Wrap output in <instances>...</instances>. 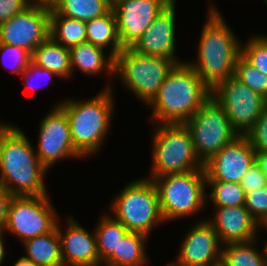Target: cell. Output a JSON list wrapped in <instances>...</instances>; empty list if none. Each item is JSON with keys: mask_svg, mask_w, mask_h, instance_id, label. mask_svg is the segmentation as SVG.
<instances>
[{"mask_svg": "<svg viewBox=\"0 0 267 266\" xmlns=\"http://www.w3.org/2000/svg\"><path fill=\"white\" fill-rule=\"evenodd\" d=\"M17 126L0 122V184L13 196L46 195L48 169Z\"/></svg>", "mask_w": 267, "mask_h": 266, "instance_id": "obj_1", "label": "cell"}, {"mask_svg": "<svg viewBox=\"0 0 267 266\" xmlns=\"http://www.w3.org/2000/svg\"><path fill=\"white\" fill-rule=\"evenodd\" d=\"M207 19L200 33L197 58L186 61L212 91L221 82L234 76L236 61L241 55L239 37H236L219 9L210 3ZM213 4V5H212Z\"/></svg>", "mask_w": 267, "mask_h": 266, "instance_id": "obj_2", "label": "cell"}, {"mask_svg": "<svg viewBox=\"0 0 267 266\" xmlns=\"http://www.w3.org/2000/svg\"><path fill=\"white\" fill-rule=\"evenodd\" d=\"M105 85L100 93L91 99H63L59 105L69 120L71 139L75 150L84 158L100 152L106 141L115 112L113 86Z\"/></svg>", "mask_w": 267, "mask_h": 266, "instance_id": "obj_3", "label": "cell"}, {"mask_svg": "<svg viewBox=\"0 0 267 266\" xmlns=\"http://www.w3.org/2000/svg\"><path fill=\"white\" fill-rule=\"evenodd\" d=\"M211 96V90L187 63L177 64L148 105L153 124H184ZM156 120V121H155Z\"/></svg>", "mask_w": 267, "mask_h": 266, "instance_id": "obj_4", "label": "cell"}, {"mask_svg": "<svg viewBox=\"0 0 267 266\" xmlns=\"http://www.w3.org/2000/svg\"><path fill=\"white\" fill-rule=\"evenodd\" d=\"M110 207V214L129 232L150 237L155 226L164 222L156 186L149 178L140 177L127 183L111 200Z\"/></svg>", "mask_w": 267, "mask_h": 266, "instance_id": "obj_5", "label": "cell"}, {"mask_svg": "<svg viewBox=\"0 0 267 266\" xmlns=\"http://www.w3.org/2000/svg\"><path fill=\"white\" fill-rule=\"evenodd\" d=\"M151 135V171L146 178L204 169L185 124H156Z\"/></svg>", "mask_w": 267, "mask_h": 266, "instance_id": "obj_6", "label": "cell"}, {"mask_svg": "<svg viewBox=\"0 0 267 266\" xmlns=\"http://www.w3.org/2000/svg\"><path fill=\"white\" fill-rule=\"evenodd\" d=\"M177 64L169 58L146 56L123 48L114 57L113 76L148 106Z\"/></svg>", "mask_w": 267, "mask_h": 266, "instance_id": "obj_7", "label": "cell"}, {"mask_svg": "<svg viewBox=\"0 0 267 266\" xmlns=\"http://www.w3.org/2000/svg\"><path fill=\"white\" fill-rule=\"evenodd\" d=\"M164 222L202 212L207 205L205 169L167 174L152 179Z\"/></svg>", "mask_w": 267, "mask_h": 266, "instance_id": "obj_8", "label": "cell"}, {"mask_svg": "<svg viewBox=\"0 0 267 266\" xmlns=\"http://www.w3.org/2000/svg\"><path fill=\"white\" fill-rule=\"evenodd\" d=\"M184 124L191 134L195 153L203 165L239 136L222 106L212 95Z\"/></svg>", "mask_w": 267, "mask_h": 266, "instance_id": "obj_9", "label": "cell"}, {"mask_svg": "<svg viewBox=\"0 0 267 266\" xmlns=\"http://www.w3.org/2000/svg\"><path fill=\"white\" fill-rule=\"evenodd\" d=\"M54 205L46 195L13 196L9 203L5 232L16 236L20 243L52 232L59 220Z\"/></svg>", "mask_w": 267, "mask_h": 266, "instance_id": "obj_10", "label": "cell"}, {"mask_svg": "<svg viewBox=\"0 0 267 266\" xmlns=\"http://www.w3.org/2000/svg\"><path fill=\"white\" fill-rule=\"evenodd\" d=\"M211 95L222 106L232 128L245 135L267 107V99L232 76L221 82Z\"/></svg>", "mask_w": 267, "mask_h": 266, "instance_id": "obj_11", "label": "cell"}, {"mask_svg": "<svg viewBox=\"0 0 267 266\" xmlns=\"http://www.w3.org/2000/svg\"><path fill=\"white\" fill-rule=\"evenodd\" d=\"M50 10V4L34 0L0 24V43L22 47L32 54L50 35Z\"/></svg>", "mask_w": 267, "mask_h": 266, "instance_id": "obj_12", "label": "cell"}, {"mask_svg": "<svg viewBox=\"0 0 267 266\" xmlns=\"http://www.w3.org/2000/svg\"><path fill=\"white\" fill-rule=\"evenodd\" d=\"M52 108L39 124L38 145L35 149L38 159L48 170L59 160L83 158L73 146L65 111L59 105Z\"/></svg>", "mask_w": 267, "mask_h": 266, "instance_id": "obj_13", "label": "cell"}, {"mask_svg": "<svg viewBox=\"0 0 267 266\" xmlns=\"http://www.w3.org/2000/svg\"><path fill=\"white\" fill-rule=\"evenodd\" d=\"M172 0H115L117 30L122 48H131Z\"/></svg>", "mask_w": 267, "mask_h": 266, "instance_id": "obj_14", "label": "cell"}, {"mask_svg": "<svg viewBox=\"0 0 267 266\" xmlns=\"http://www.w3.org/2000/svg\"><path fill=\"white\" fill-rule=\"evenodd\" d=\"M190 226L171 266H216L221 263L222 244L212 225L204 218Z\"/></svg>", "mask_w": 267, "mask_h": 266, "instance_id": "obj_15", "label": "cell"}, {"mask_svg": "<svg viewBox=\"0 0 267 266\" xmlns=\"http://www.w3.org/2000/svg\"><path fill=\"white\" fill-rule=\"evenodd\" d=\"M255 162L256 151L244 135H239L204 164L206 182L240 183Z\"/></svg>", "mask_w": 267, "mask_h": 266, "instance_id": "obj_16", "label": "cell"}, {"mask_svg": "<svg viewBox=\"0 0 267 266\" xmlns=\"http://www.w3.org/2000/svg\"><path fill=\"white\" fill-rule=\"evenodd\" d=\"M176 1H172L145 30L131 49L146 56H157L175 60L178 64L186 61L179 60L176 55ZM178 58V59H177Z\"/></svg>", "mask_w": 267, "mask_h": 266, "instance_id": "obj_17", "label": "cell"}, {"mask_svg": "<svg viewBox=\"0 0 267 266\" xmlns=\"http://www.w3.org/2000/svg\"><path fill=\"white\" fill-rule=\"evenodd\" d=\"M65 221V232H62L60 220L56 226L61 241L63 266H102L94 229L91 233L70 215Z\"/></svg>", "mask_w": 267, "mask_h": 266, "instance_id": "obj_18", "label": "cell"}, {"mask_svg": "<svg viewBox=\"0 0 267 266\" xmlns=\"http://www.w3.org/2000/svg\"><path fill=\"white\" fill-rule=\"evenodd\" d=\"M212 215L206 220L216 231L222 245L254 240L262 230L244 205L214 208Z\"/></svg>", "mask_w": 267, "mask_h": 266, "instance_id": "obj_19", "label": "cell"}, {"mask_svg": "<svg viewBox=\"0 0 267 266\" xmlns=\"http://www.w3.org/2000/svg\"><path fill=\"white\" fill-rule=\"evenodd\" d=\"M106 49L83 42L69 48L72 74L75 69L88 76H99L102 73L113 77L114 57Z\"/></svg>", "mask_w": 267, "mask_h": 266, "instance_id": "obj_20", "label": "cell"}, {"mask_svg": "<svg viewBox=\"0 0 267 266\" xmlns=\"http://www.w3.org/2000/svg\"><path fill=\"white\" fill-rule=\"evenodd\" d=\"M149 237L137 232H128L119 242L116 253H111L102 266H146L149 263L147 245Z\"/></svg>", "mask_w": 267, "mask_h": 266, "instance_id": "obj_21", "label": "cell"}, {"mask_svg": "<svg viewBox=\"0 0 267 266\" xmlns=\"http://www.w3.org/2000/svg\"><path fill=\"white\" fill-rule=\"evenodd\" d=\"M22 245L26 253L24 257L36 265L63 266L61 241L57 227L50 233L24 241Z\"/></svg>", "mask_w": 267, "mask_h": 266, "instance_id": "obj_22", "label": "cell"}, {"mask_svg": "<svg viewBox=\"0 0 267 266\" xmlns=\"http://www.w3.org/2000/svg\"><path fill=\"white\" fill-rule=\"evenodd\" d=\"M31 61L55 73L58 78L72 77L69 48L55 42L50 36L32 53Z\"/></svg>", "mask_w": 267, "mask_h": 266, "instance_id": "obj_23", "label": "cell"}, {"mask_svg": "<svg viewBox=\"0 0 267 266\" xmlns=\"http://www.w3.org/2000/svg\"><path fill=\"white\" fill-rule=\"evenodd\" d=\"M86 35L87 42L103 49L109 48V54L113 57L123 49L119 39L115 13L112 9L107 14L87 21Z\"/></svg>", "mask_w": 267, "mask_h": 266, "instance_id": "obj_24", "label": "cell"}, {"mask_svg": "<svg viewBox=\"0 0 267 266\" xmlns=\"http://www.w3.org/2000/svg\"><path fill=\"white\" fill-rule=\"evenodd\" d=\"M55 42L66 48L87 41L86 22L67 17L50 10V35Z\"/></svg>", "mask_w": 267, "mask_h": 266, "instance_id": "obj_25", "label": "cell"}, {"mask_svg": "<svg viewBox=\"0 0 267 266\" xmlns=\"http://www.w3.org/2000/svg\"><path fill=\"white\" fill-rule=\"evenodd\" d=\"M112 3L111 0H53L50 6L60 15L87 22L107 14Z\"/></svg>", "mask_w": 267, "mask_h": 266, "instance_id": "obj_26", "label": "cell"}, {"mask_svg": "<svg viewBox=\"0 0 267 266\" xmlns=\"http://www.w3.org/2000/svg\"><path fill=\"white\" fill-rule=\"evenodd\" d=\"M94 228L99 260L103 262L111 253H116L119 242L129 230L110 213L101 216Z\"/></svg>", "mask_w": 267, "mask_h": 266, "instance_id": "obj_27", "label": "cell"}, {"mask_svg": "<svg viewBox=\"0 0 267 266\" xmlns=\"http://www.w3.org/2000/svg\"><path fill=\"white\" fill-rule=\"evenodd\" d=\"M259 234L248 242L230 243L222 246V266H267L257 249Z\"/></svg>", "mask_w": 267, "mask_h": 266, "instance_id": "obj_28", "label": "cell"}, {"mask_svg": "<svg viewBox=\"0 0 267 266\" xmlns=\"http://www.w3.org/2000/svg\"><path fill=\"white\" fill-rule=\"evenodd\" d=\"M207 202L212 203V207H236L245 204L246 193L240 183L233 182H206Z\"/></svg>", "mask_w": 267, "mask_h": 266, "instance_id": "obj_29", "label": "cell"}, {"mask_svg": "<svg viewBox=\"0 0 267 266\" xmlns=\"http://www.w3.org/2000/svg\"><path fill=\"white\" fill-rule=\"evenodd\" d=\"M234 77L267 99V76L250 64L242 55L236 61Z\"/></svg>", "mask_w": 267, "mask_h": 266, "instance_id": "obj_30", "label": "cell"}, {"mask_svg": "<svg viewBox=\"0 0 267 266\" xmlns=\"http://www.w3.org/2000/svg\"><path fill=\"white\" fill-rule=\"evenodd\" d=\"M241 45V55L267 76V35H253Z\"/></svg>", "mask_w": 267, "mask_h": 266, "instance_id": "obj_31", "label": "cell"}, {"mask_svg": "<svg viewBox=\"0 0 267 266\" xmlns=\"http://www.w3.org/2000/svg\"><path fill=\"white\" fill-rule=\"evenodd\" d=\"M0 54L3 64H5V67H8L9 72L17 73L18 75L22 74L32 59V54L26 49L3 43H0Z\"/></svg>", "mask_w": 267, "mask_h": 266, "instance_id": "obj_32", "label": "cell"}, {"mask_svg": "<svg viewBox=\"0 0 267 266\" xmlns=\"http://www.w3.org/2000/svg\"><path fill=\"white\" fill-rule=\"evenodd\" d=\"M244 207L260 224L267 217V186L247 192Z\"/></svg>", "mask_w": 267, "mask_h": 266, "instance_id": "obj_33", "label": "cell"}, {"mask_svg": "<svg viewBox=\"0 0 267 266\" xmlns=\"http://www.w3.org/2000/svg\"><path fill=\"white\" fill-rule=\"evenodd\" d=\"M244 136L256 152H267V107Z\"/></svg>", "mask_w": 267, "mask_h": 266, "instance_id": "obj_34", "label": "cell"}, {"mask_svg": "<svg viewBox=\"0 0 267 266\" xmlns=\"http://www.w3.org/2000/svg\"><path fill=\"white\" fill-rule=\"evenodd\" d=\"M39 77L42 79L47 78L49 79V81L51 80V82L53 81L52 78L53 77H58L55 73H53L52 71L46 69V68H42L38 65H36L35 63H33L32 61L29 63V65L27 66V68L22 72L21 74V79L22 82L25 84L24 86L30 90H35V89H39L38 85L40 84H34V80H39ZM40 79V80H41ZM44 80V79H43ZM31 82V83H30ZM37 83V82H36ZM39 83V82H38ZM34 84V85H33ZM41 86V85H40Z\"/></svg>", "mask_w": 267, "mask_h": 266, "instance_id": "obj_35", "label": "cell"}, {"mask_svg": "<svg viewBox=\"0 0 267 266\" xmlns=\"http://www.w3.org/2000/svg\"><path fill=\"white\" fill-rule=\"evenodd\" d=\"M240 185L244 189L245 193L267 186L266 176L261 171L257 162L249 167L246 174L242 177Z\"/></svg>", "mask_w": 267, "mask_h": 266, "instance_id": "obj_36", "label": "cell"}, {"mask_svg": "<svg viewBox=\"0 0 267 266\" xmlns=\"http://www.w3.org/2000/svg\"><path fill=\"white\" fill-rule=\"evenodd\" d=\"M34 0H0V24L27 8Z\"/></svg>", "mask_w": 267, "mask_h": 266, "instance_id": "obj_37", "label": "cell"}, {"mask_svg": "<svg viewBox=\"0 0 267 266\" xmlns=\"http://www.w3.org/2000/svg\"><path fill=\"white\" fill-rule=\"evenodd\" d=\"M13 195L0 184V229H3L7 220L8 207Z\"/></svg>", "mask_w": 267, "mask_h": 266, "instance_id": "obj_38", "label": "cell"}, {"mask_svg": "<svg viewBox=\"0 0 267 266\" xmlns=\"http://www.w3.org/2000/svg\"><path fill=\"white\" fill-rule=\"evenodd\" d=\"M256 162L259 164L267 180V152H256Z\"/></svg>", "mask_w": 267, "mask_h": 266, "instance_id": "obj_39", "label": "cell"}, {"mask_svg": "<svg viewBox=\"0 0 267 266\" xmlns=\"http://www.w3.org/2000/svg\"><path fill=\"white\" fill-rule=\"evenodd\" d=\"M5 234L6 233H5L4 229H0V266L2 265V263L5 259V255H7L5 252L6 248H5V243H4L5 242L4 237H6Z\"/></svg>", "mask_w": 267, "mask_h": 266, "instance_id": "obj_40", "label": "cell"}, {"mask_svg": "<svg viewBox=\"0 0 267 266\" xmlns=\"http://www.w3.org/2000/svg\"><path fill=\"white\" fill-rule=\"evenodd\" d=\"M12 266H39V265H36L31 260L26 259L24 256H21L17 261L14 262Z\"/></svg>", "mask_w": 267, "mask_h": 266, "instance_id": "obj_41", "label": "cell"}, {"mask_svg": "<svg viewBox=\"0 0 267 266\" xmlns=\"http://www.w3.org/2000/svg\"><path fill=\"white\" fill-rule=\"evenodd\" d=\"M264 242H265V244H264V247L262 248L261 253H262V257H263V259L267 265V239Z\"/></svg>", "mask_w": 267, "mask_h": 266, "instance_id": "obj_42", "label": "cell"}, {"mask_svg": "<svg viewBox=\"0 0 267 266\" xmlns=\"http://www.w3.org/2000/svg\"><path fill=\"white\" fill-rule=\"evenodd\" d=\"M261 227L267 230V217L259 224V228Z\"/></svg>", "mask_w": 267, "mask_h": 266, "instance_id": "obj_43", "label": "cell"}, {"mask_svg": "<svg viewBox=\"0 0 267 266\" xmlns=\"http://www.w3.org/2000/svg\"><path fill=\"white\" fill-rule=\"evenodd\" d=\"M40 1H42V2H44L46 4H50L53 0H40Z\"/></svg>", "mask_w": 267, "mask_h": 266, "instance_id": "obj_44", "label": "cell"}]
</instances>
